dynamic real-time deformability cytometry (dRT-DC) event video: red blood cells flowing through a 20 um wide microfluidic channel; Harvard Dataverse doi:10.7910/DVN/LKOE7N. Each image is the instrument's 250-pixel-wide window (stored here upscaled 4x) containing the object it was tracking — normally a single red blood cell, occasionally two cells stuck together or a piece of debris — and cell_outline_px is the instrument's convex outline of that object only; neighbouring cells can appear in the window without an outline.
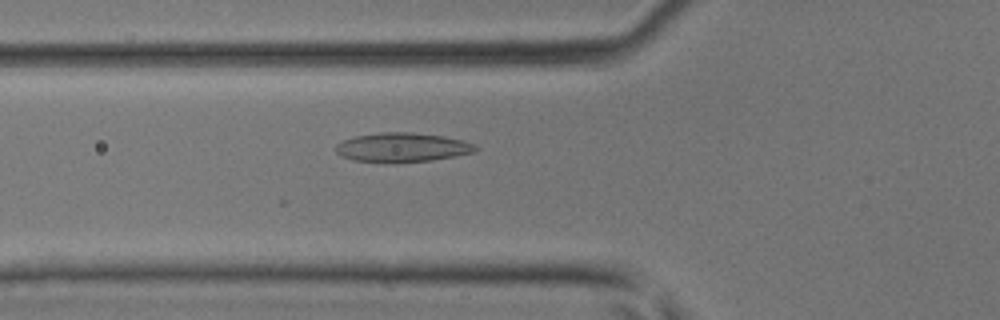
{"species": "common noctule bat (a hibernating species)", "species_latin": "Nyctalus noctula", "temperature_condition": "room temperature", "stored_images_in_passage": 44, "camera_frame_rate_fps": 3000, "um_per_image_px": 0.085, "animal": {"sex": "male", "body_mass_g": 17.9, "forearm_length_mm": 54.2}, "frame": {"image": 1, "passage_image": 16, "time_ms": 5.0, "image_size_px": [1000, 320], "cell_outline_px": [[480, 148], [476, 152], [456, 156], [432, 160], [352, 160], [340, 156], [336, 152], [336, 144], [344, 140], [356, 136], [380, 132], [412, 132], [444, 136], [464, 140], [476, 144]], "centroid_in_image_um": [34.27, 12.49], "position_along_channel_um": 91.5, "area_um2": 23.24}}
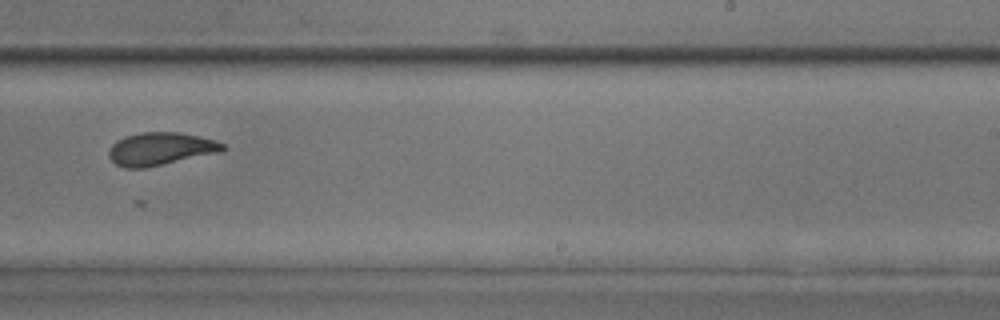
{"frame": {"image": 2, "passage_image": 28, "time_ms": 9.0, "image_size_px": [1000, 320], "cell_outline_px": [[228, 148], [220, 152], [144, 168], [124, 168], [116, 164], [108, 156], [108, 152], [112, 144], [116, 140], [124, 136], [140, 132], [180, 132], [216, 140], [224, 144]], "centroid_in_image_um": [13.63, 12.64], "position_along_channel_um": 275.4, "area_um2": 21.85}}
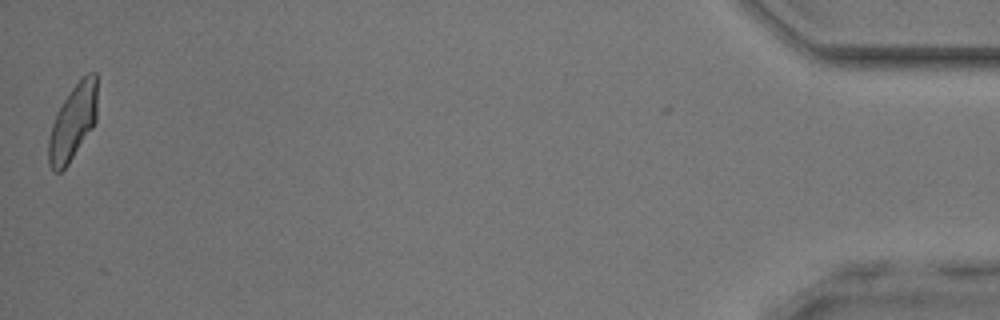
{"frame": {"image": 3, "passage_image": 44, "time_ms": 14.333, "image_size_px": [1000, 320], "cell_outline_px": [[96, 120], [92, 128], [68, 164], [60, 172], [52, 172], [48, 164], [48, 140], [52, 124], [64, 100], [72, 88], [88, 72], [96, 72]], "centroid_in_image_um": [6.18, 10.44], "position_along_channel_um": 429.0, "area_um2": 21.04}}